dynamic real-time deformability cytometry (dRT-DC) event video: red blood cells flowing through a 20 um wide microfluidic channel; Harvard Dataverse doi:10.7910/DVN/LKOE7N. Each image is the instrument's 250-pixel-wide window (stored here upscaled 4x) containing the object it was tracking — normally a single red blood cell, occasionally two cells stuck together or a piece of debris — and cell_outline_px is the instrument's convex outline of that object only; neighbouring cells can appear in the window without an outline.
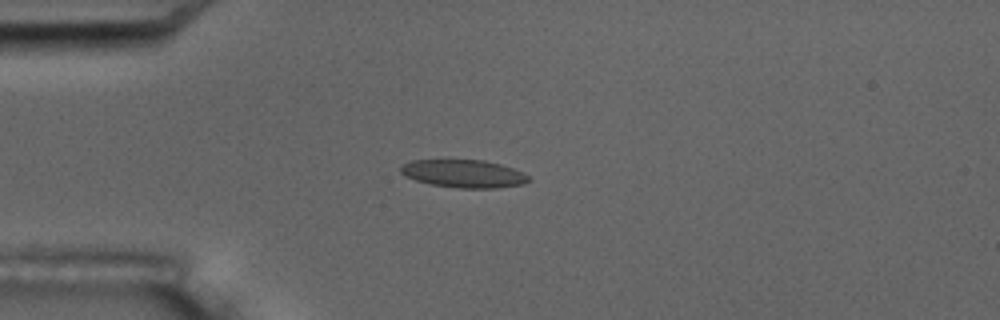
{"species": "common noctule bat (a hibernating species)", "species_latin": "Nyctalus noctula", "temperature_condition": "room temperature", "stored_images_in_passage": 4, "camera_frame_rate_fps": 3000, "um_per_image_px": 0.085, "animal": {"sex": "male", "body_mass_g": 17.5, "forearm_length_mm": 52.3}, "frame": {"image": 1, "passage_image": 2, "time_ms": 1.667, "image_size_px": [1000, 320], "cell_outline_px": [[532, 180], [524, 184], [496, 188], [460, 188], [428, 184], [404, 176], [400, 172], [400, 168], [404, 164], [412, 160], [484, 160], [500, 164], [524, 172]], "centroid_in_image_um": [39.43, 14.77], "position_along_channel_um": 45.6, "area_um2": 20.87}}